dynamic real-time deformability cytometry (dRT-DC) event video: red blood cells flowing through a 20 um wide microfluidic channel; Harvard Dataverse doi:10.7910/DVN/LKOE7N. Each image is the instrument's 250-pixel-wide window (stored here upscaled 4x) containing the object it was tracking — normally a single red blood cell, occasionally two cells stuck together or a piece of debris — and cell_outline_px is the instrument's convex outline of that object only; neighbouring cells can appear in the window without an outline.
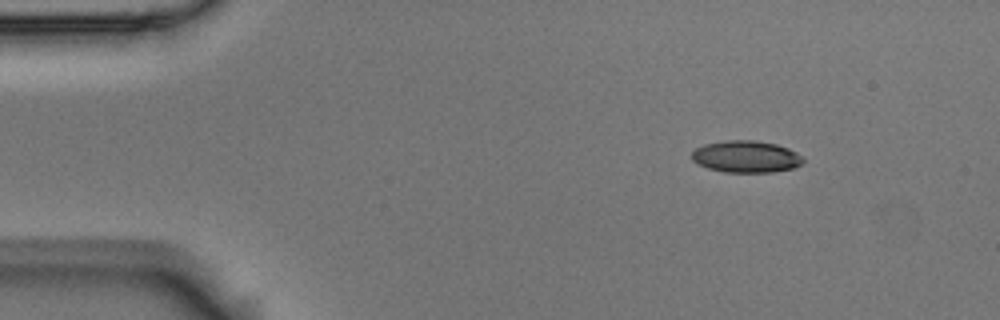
{"species": "Egyptian fruit bat (a non-hibernating species)", "species_latin": "Rousettus aegyptiacus", "temperature_condition": "room temperature", "stored_images_in_passage": 5, "camera_frame_rate_fps": 3000, "um_per_image_px": 0.085, "animal": {"sex": "male"}, "frame": {"image": 1, "passage_image": 1, "time_ms": 0.0, "image_size_px": [1000, 320], "cell_outline_px": [[804, 160], [800, 164], [792, 168], [772, 172], [724, 172], [708, 168], [692, 160], [692, 152], [696, 148], [704, 144], [724, 140], [756, 140], [776, 144], [788, 148], [796, 152]], "centroid_in_image_um": [63.4, 13.3], "position_along_channel_um": 21.6, "area_um2": 20.58}}
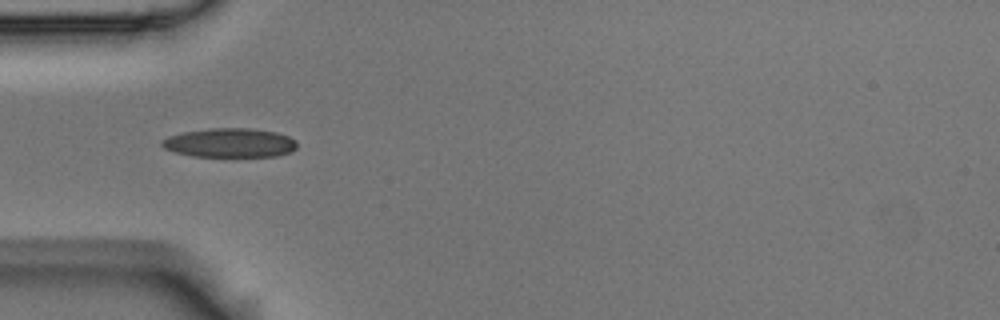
{"frame": {"image": 2, "passage_image": 4, "time_ms": 1.0, "image_size_px": [1000, 320], "cell_outline_px": [[296, 148], [288, 152], [276, 156], [192, 156], [176, 152], [164, 148], [160, 144], [160, 140], [168, 136], [184, 132], [212, 128], [252, 128], [276, 132], [288, 136], [296, 140]], "centroid_in_image_um": [19.52, 12.13], "position_along_channel_um": 65.5, "area_um2": 22.83}}
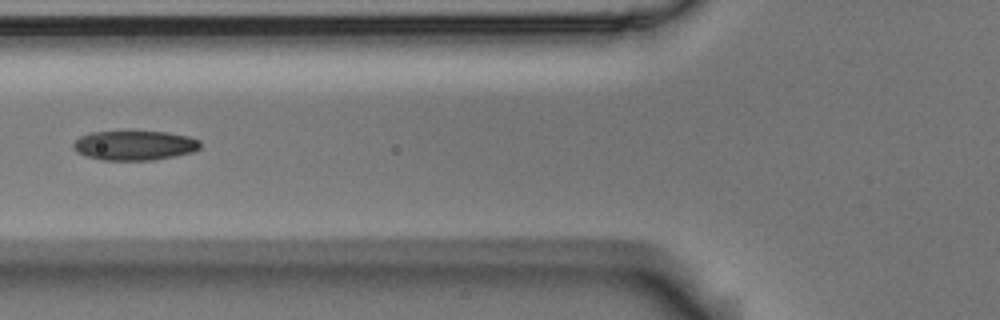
{"frame": {"image": 3, "passage_image": 5, "time_ms": 1.333, "image_size_px": [1000, 320], "cell_outline_px": [[200, 148], [192, 152], [176, 156], [152, 160], [100, 160], [84, 156], [76, 152], [72, 144], [80, 136], [92, 132], [168, 132], [188, 136], [200, 140]], "centroid_in_image_um": [11.43, 12.37], "position_along_channel_um": 114.4, "area_um2": 21.91}}